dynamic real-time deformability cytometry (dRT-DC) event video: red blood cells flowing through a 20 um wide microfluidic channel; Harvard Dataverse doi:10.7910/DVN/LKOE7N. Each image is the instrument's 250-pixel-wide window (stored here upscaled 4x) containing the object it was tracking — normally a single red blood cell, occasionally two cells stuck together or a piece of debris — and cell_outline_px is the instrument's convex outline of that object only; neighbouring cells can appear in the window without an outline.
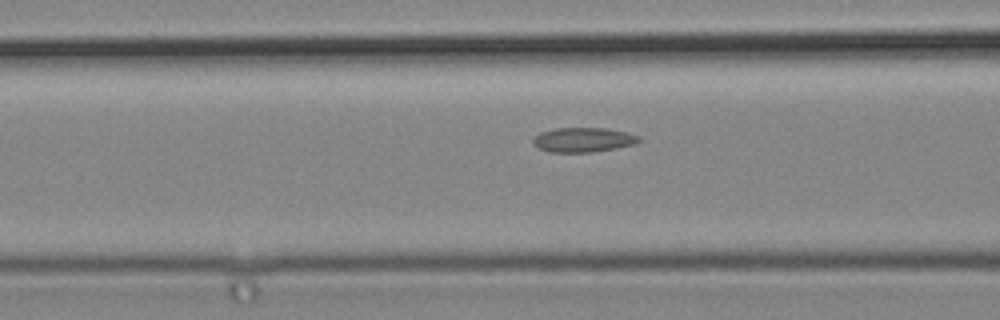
{"species": "common noctule bat (a hibernating species)", "species_latin": "Nyctalus noctula", "temperature_condition": "cold", "stored_images_in_passage": 4, "camera_frame_rate_fps": 3000, "um_per_image_px": 0.085, "animal": {"sex": "male", "body_mass_g": 19.2, "forearm_length_mm": 51.8}, "frame": {"image": 1, "passage_image": 4, "time_ms": 1.0, "image_size_px": [1000, 320], "cell_outline_px": [[640, 140], [632, 144], [616, 148], [588, 152], [548, 152], [536, 148], [532, 144], [532, 140], [540, 132], [556, 128], [608, 128], [628, 132], [640, 136]], "centroid_in_image_um": [49.53, 11.88], "position_along_channel_um": 117.1, "area_um2": 15.2}}